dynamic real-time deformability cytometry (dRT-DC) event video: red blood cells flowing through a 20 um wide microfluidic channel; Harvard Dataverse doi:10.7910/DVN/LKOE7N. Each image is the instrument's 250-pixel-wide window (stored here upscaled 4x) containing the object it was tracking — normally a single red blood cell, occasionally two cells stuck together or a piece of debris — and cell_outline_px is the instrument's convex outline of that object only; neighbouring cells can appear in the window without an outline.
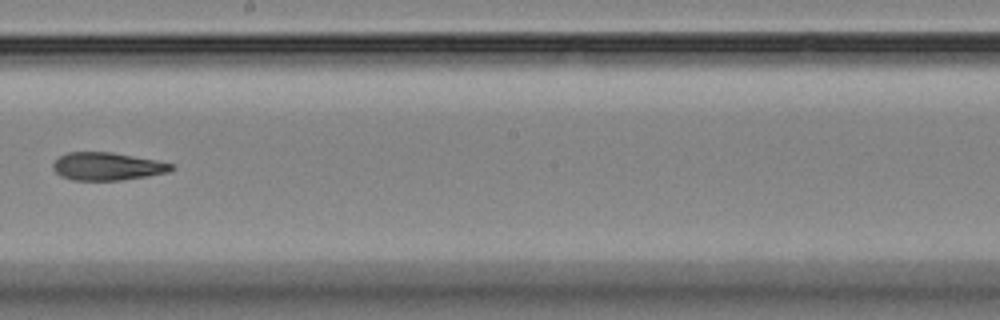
{"species": "Egyptian fruit bat (a non-hibernating species)", "species_latin": "Rousettus aegyptiacus", "temperature_condition": "room temperature", "stored_images_in_passage": 11, "camera_frame_rate_fps": 3000, "um_per_image_px": 0.085, "animal": {"sex": "female"}, "frame": {"image": 1, "passage_image": 7, "time_ms": 8.333, "image_size_px": [1000, 320], "cell_outline_px": [[176, 168], [168, 172], [148, 176], [120, 180], [72, 180], [60, 176], [52, 168], [52, 164], [60, 156], [68, 152], [112, 152], [156, 160], [172, 164]], "centroid_in_image_um": [9.11, 14.14], "position_along_channel_um": 239.1, "area_um2": 19.19}}
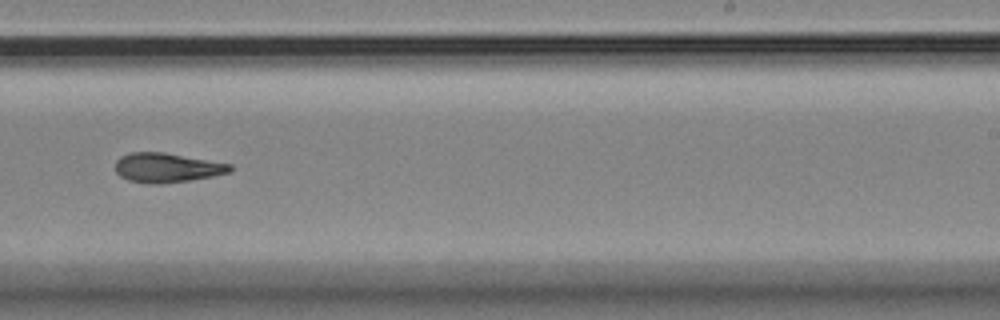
{"frame": {"image": 2, "passage_image": 8, "time_ms": 9.333, "image_size_px": [1000, 320], "cell_outline_px": [[232, 172], [212, 176], [188, 180], [160, 184], [148, 184], [128, 180], [120, 176], [116, 172], [116, 160], [120, 156], [128, 152], [164, 152], [232, 164]], "centroid_in_image_um": [14.17, 14.25], "position_along_channel_um": 274.8, "area_um2": 19.77}}
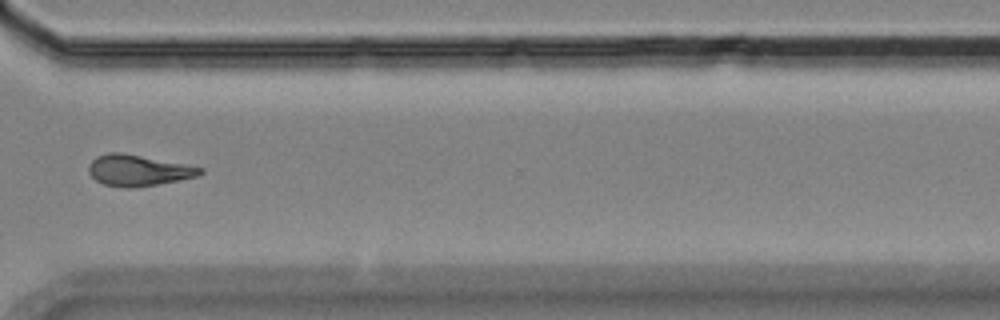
{"frame": {"image": 3, "passage_image": 10, "time_ms": 11.667, "image_size_px": [1000, 320], "cell_outline_px": [[204, 172], [196, 176], [180, 180], [132, 188], [124, 188], [104, 184], [96, 180], [88, 172], [88, 164], [96, 156], [108, 152], [120, 152], [204, 168]], "centroid_in_image_um": [11.7, 14.48], "position_along_channel_um": 358.9, "area_um2": 20.0}, "authors_computed_cell_mechanics": {"area_um2": 19.7676, "velocity_mm_per_s": 3.6029, "shape_relaxation_time_tau1_ms": null, "shape_relaxation_time_tau2_ms": 6.5391, "deformation_change_tau1": null, "deformation_change_tau2": 0.1358}}